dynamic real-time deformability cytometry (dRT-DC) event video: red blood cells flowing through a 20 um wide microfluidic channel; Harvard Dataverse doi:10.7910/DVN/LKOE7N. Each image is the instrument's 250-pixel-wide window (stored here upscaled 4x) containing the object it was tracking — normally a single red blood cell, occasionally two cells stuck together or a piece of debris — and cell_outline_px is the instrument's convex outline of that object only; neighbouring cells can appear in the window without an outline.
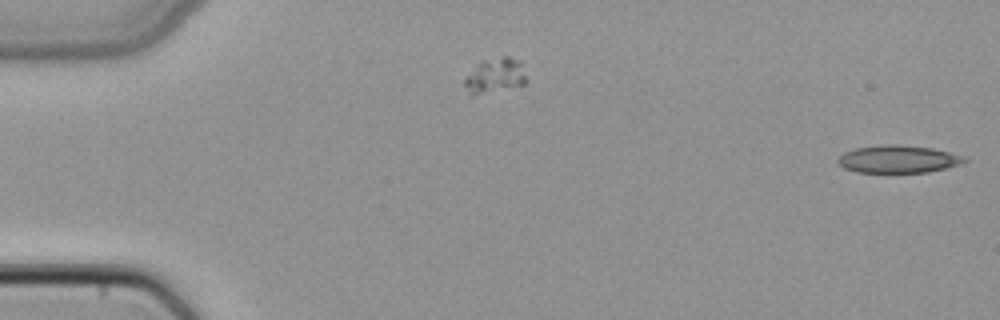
{"species": "common noctule bat (a hibernating species)", "species_latin": "Nyctalus noctula", "temperature_condition": "cold", "stored_images_in_passage": 2, "segment_of_instrument_passage": [2, 2], "camera_frame_rate_fps": 3000, "um_per_image_px": 0.085, "animal": {"sex": "female", "body_mass_g": 22.7, "forearm_length_mm": 54.2}, "frame": {"image": 1, "passage_image": 2, "time_ms": 0.333, "image_size_px": [1000, 320], "cell_outline_px": [[968, 160], [960, 164], [948, 168], [928, 172], [856, 172], [844, 168], [836, 160], [844, 152], [856, 148], [880, 144], [896, 144], [932, 148], [964, 156]], "centroid_in_image_um": [76.34, 13.52], "position_along_channel_um": 8.7, "area_um2": 20.35}}